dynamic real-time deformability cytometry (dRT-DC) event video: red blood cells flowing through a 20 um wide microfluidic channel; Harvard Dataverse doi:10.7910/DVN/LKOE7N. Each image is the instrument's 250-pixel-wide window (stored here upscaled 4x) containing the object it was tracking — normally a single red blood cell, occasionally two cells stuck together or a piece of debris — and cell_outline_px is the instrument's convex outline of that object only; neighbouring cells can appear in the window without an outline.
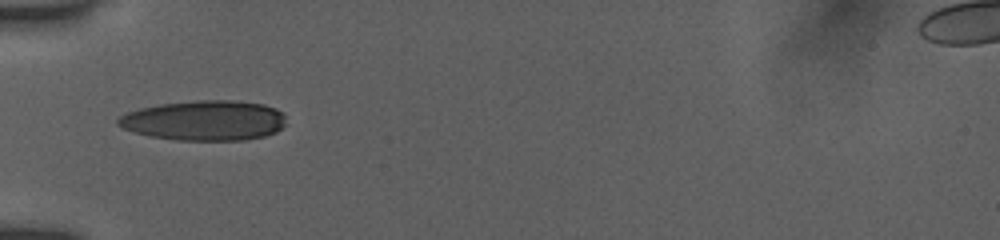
{"species": "human", "species_latin": "Homo sapiens", "temperature_condition": "room temperature", "stored_images_in_passage": 35, "camera_frame_rate_fps": 3000, "um_per_image_px": 0.085, "donor": {"sex": "female"}, "frame": {"image": 1, "passage_image": 1, "time_ms": 0.0, "image_size_px": [1000, 240], "cell_outline_px": [[284, 124], [276, 132], [264, 136], [244, 140], [176, 140], [148, 136], [124, 128], [116, 124], [116, 120], [120, 116], [128, 112], [140, 108], [160, 104], [200, 100], [232, 100], [264, 104], [276, 108], [284, 112]], "centroid_in_image_um": [17.39, 10.24], "position_along_channel_um": 67.6, "area_um2": 39.25}}
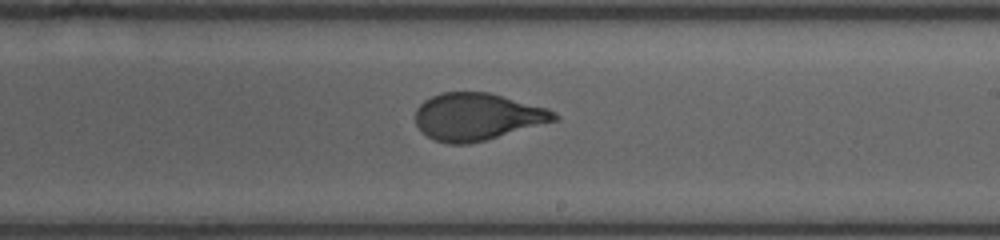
{"frame": {"image": 2, "passage_image": 15, "time_ms": 4.667, "image_size_px": [1000, 240], "cell_outline_px": [[560, 120], [484, 140], [468, 144], [448, 144], [436, 140], [428, 136], [416, 124], [416, 108], [424, 100], [440, 92], [488, 92], [548, 108], [556, 112], [560, 116]], "centroid_in_image_um": [40.6, 9.91], "position_along_channel_um": 248.4, "area_um2": 38.15}}
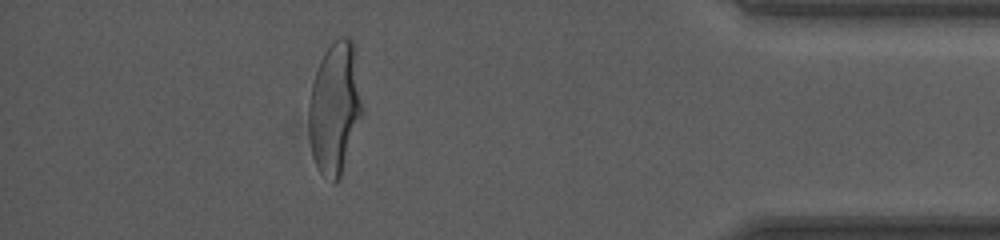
{"frame": {"image": 3, "passage_image": 30, "time_ms": 9.667, "image_size_px": [1000, 240], "cell_outline_px": [[364, 116], [340, 180], [336, 184], [332, 184], [320, 172], [312, 156], [308, 136], [308, 104], [312, 84], [320, 60], [324, 52], [340, 36], [344, 36], [352, 40], [356, 44], [364, 108]], "centroid_in_image_um": [28.51, 9.22], "position_along_channel_um": 406.7, "area_um2": 42.95}, "authors_computed_cell_mechanics": {"area_um2": 39.1306, "velocity_mm_per_s": 3.9243, "shape_relaxation_time_tau1_ms": 4.6958, "shape_relaxation_time_tau2_ms": null, "deformation_change_tau1": 0.1942, "deformation_change_tau2": null}}